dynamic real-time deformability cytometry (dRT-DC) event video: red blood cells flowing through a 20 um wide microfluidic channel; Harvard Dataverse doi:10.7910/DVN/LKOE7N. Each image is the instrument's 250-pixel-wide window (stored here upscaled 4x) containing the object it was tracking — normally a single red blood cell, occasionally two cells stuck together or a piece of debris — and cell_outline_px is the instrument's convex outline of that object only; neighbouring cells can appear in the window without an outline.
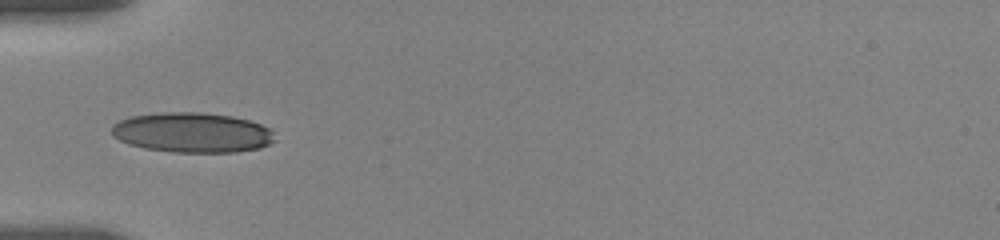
{"species": "human", "species_latin": "Homo sapiens", "temperature_condition": "room temperature", "stored_images_in_passage": 15, "camera_frame_rate_fps": 3000, "um_per_image_px": 0.085, "donor": {"sex": "female"}, "frame": {"image": 1, "passage_image": 1, "time_ms": 0.0, "image_size_px": [1000, 240], "cell_outline_px": [[276, 140], [260, 148], [236, 152], [172, 152], [144, 148], [128, 144], [112, 136], [112, 124], [120, 120], [132, 116], [160, 112], [200, 112], [232, 116], [248, 120], [260, 124], [268, 128], [272, 132]], "centroid_in_image_um": [16.32, 11.27], "position_along_channel_um": 68.7, "area_um2": 38.09}}
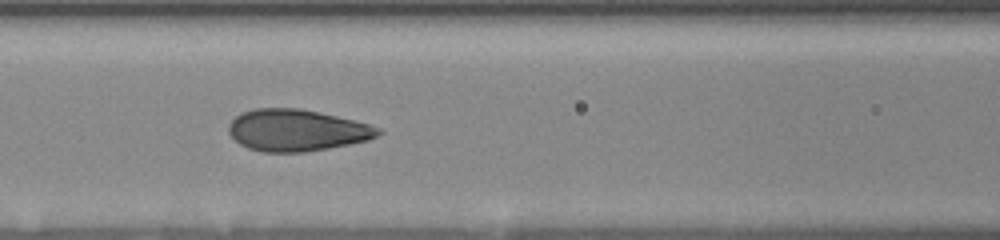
{"frame": {"image": 2, "passage_image": 9, "time_ms": 2.0, "image_size_px": [1000, 240], "cell_outline_px": [[384, 132], [368, 140], [328, 148], [304, 152], [260, 152], [248, 148], [240, 144], [228, 132], [228, 124], [240, 112], [256, 108], [300, 108], [336, 116], [368, 124], [380, 128]], "centroid_in_image_um": [25.19, 11.07], "position_along_channel_um": 141.4, "area_um2": 36.24}}
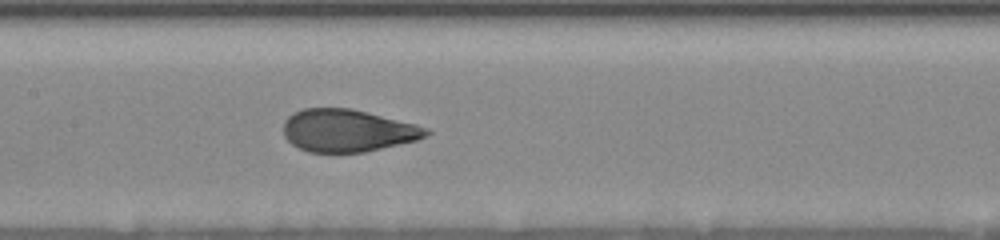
{"frame": {"image": 3, "passage_image": 13, "time_ms": 3.0, "image_size_px": [1000, 240], "cell_outline_px": [[432, 132], [428, 136], [416, 140], [364, 152], [308, 152], [292, 144], [284, 136], [284, 120], [288, 116], [304, 108], [352, 108], [416, 124], [428, 128]], "centroid_in_image_um": [29.56, 11.09], "position_along_channel_um": 177.8, "area_um2": 35.26}}